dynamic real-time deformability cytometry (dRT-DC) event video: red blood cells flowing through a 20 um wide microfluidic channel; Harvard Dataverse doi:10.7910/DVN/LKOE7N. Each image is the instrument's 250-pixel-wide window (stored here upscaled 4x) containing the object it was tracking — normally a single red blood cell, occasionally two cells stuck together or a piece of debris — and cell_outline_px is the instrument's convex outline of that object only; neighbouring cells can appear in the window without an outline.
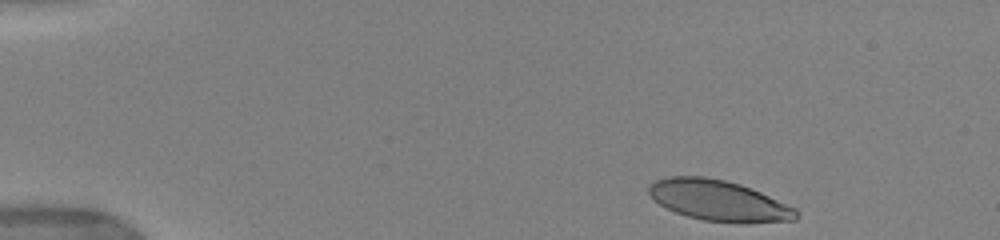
{"species": "human", "species_latin": "Homo sapiens", "temperature_condition": "warm", "stored_images_in_passage": 22, "camera_frame_rate_fps": 3000, "um_per_image_px": 0.085, "donor": {"sex": "female"}, "frame": {"image": 1, "passage_image": 1, "time_ms": 0.0, "image_size_px": [1000, 240], "cell_outline_px": [[800, 216], [796, 220], [744, 224], [740, 224], [704, 220], [688, 216], [676, 212], [660, 204], [648, 192], [648, 184], [656, 180], [668, 176], [704, 176], [724, 180], [740, 184], [760, 192], [796, 208], [800, 212]], "centroid_in_image_um": [61.14, 17.06], "position_along_channel_um": 23.9, "area_um2": 35.14}}
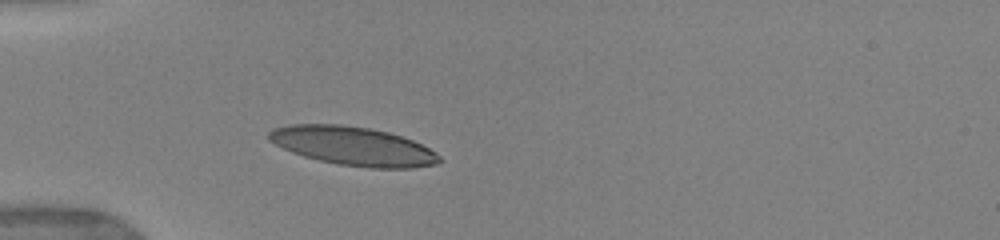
{"frame": {"image": 2, "passage_image": 17, "time_ms": 3.0, "image_size_px": [1000, 240], "cell_outline_px": [[440, 160], [436, 164], [412, 168], [372, 168], [340, 164], [320, 160], [304, 156], [292, 152], [268, 140], [268, 132], [272, 128], [292, 124], [340, 124], [368, 128], [388, 132], [412, 140], [436, 152], [440, 156]], "centroid_in_image_um": [29.99, 12.41], "position_along_channel_um": 55.0, "area_um2": 38.15}}